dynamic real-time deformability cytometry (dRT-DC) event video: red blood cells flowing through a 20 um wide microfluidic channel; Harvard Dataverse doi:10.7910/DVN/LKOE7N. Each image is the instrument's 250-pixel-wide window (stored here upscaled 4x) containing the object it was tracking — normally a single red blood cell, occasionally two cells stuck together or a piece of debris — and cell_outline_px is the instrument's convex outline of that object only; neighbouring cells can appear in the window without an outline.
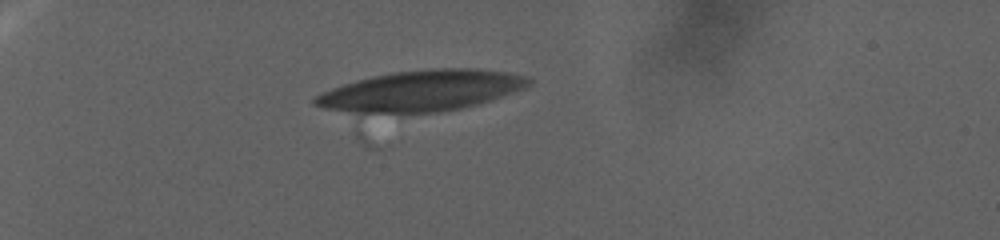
{"species": "human", "species_latin": "Homo sapiens", "temperature_condition": "warm", "stored_images_in_passage": 5, "camera_frame_rate_fps": 3000, "um_per_image_px": 0.085, "donor": {"sex": "female"}, "frame": {"image": 1, "passage_image": 5, "time_ms": 1.333, "image_size_px": [1000, 240], "cell_outline_px": [[532, 80], [528, 84], [520, 88], [460, 108], [436, 112], [356, 112], [328, 108], [316, 104], [312, 100], [316, 96], [324, 92], [360, 80], [392, 72], [444, 68], [460, 68], [500, 72], [520, 76]], "centroid_in_image_um": [35.75, 7.71], "position_along_channel_um": 49.3, "area_um2": 47.97}}